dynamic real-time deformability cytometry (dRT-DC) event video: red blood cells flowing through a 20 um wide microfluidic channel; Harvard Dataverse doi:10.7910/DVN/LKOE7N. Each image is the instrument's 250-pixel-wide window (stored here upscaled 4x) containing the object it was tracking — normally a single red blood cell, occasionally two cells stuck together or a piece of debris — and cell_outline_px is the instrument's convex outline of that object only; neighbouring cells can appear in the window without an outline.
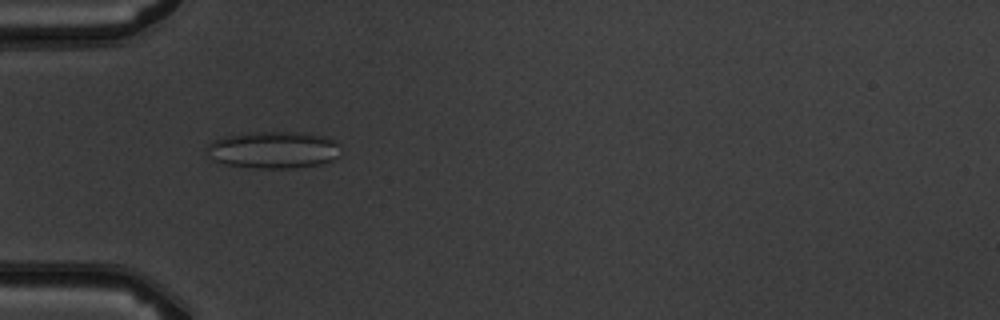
{"species": "common noctule bat (a hibernating species)", "species_latin": "Nyctalus noctula", "temperature_condition": "warm", "stored_images_in_passage": 7, "camera_frame_rate_fps": 3000, "um_per_image_px": 0.085, "animal": {"sex": "male", "body_mass_g": 19.5, "forearm_length_mm": 54.6}, "frame": {"image": 1, "passage_image": 5, "time_ms": 4.333, "image_size_px": [1000, 320], "cell_outline_px": [[340, 156], [332, 160], [320, 164], [300, 168], [256, 168], [220, 164], [208, 156], [204, 148], [212, 140], [224, 136], [240, 132], [312, 132], [328, 136], [340, 144]], "centroid_in_image_um": [23.24, 12.72], "position_along_channel_um": 61.8, "area_um2": 29.94}}
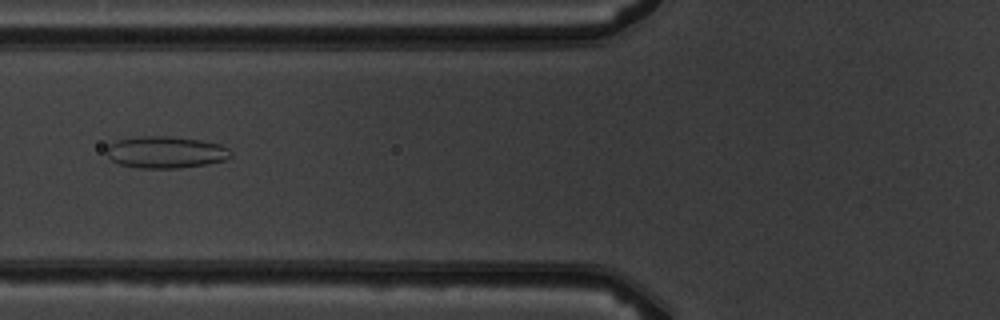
{"frame": {"image": 2, "passage_image": 6, "time_ms": 5.667, "image_size_px": [1000, 320], "cell_outline_px": [[232, 156], [224, 160], [208, 164], [180, 168], [140, 168], [120, 164], [112, 160], [108, 156], [108, 144], [120, 140], [140, 136], [168, 136], [200, 140], [220, 144], [228, 148], [232, 152]], "centroid_in_image_um": [14.13, 12.94], "position_along_channel_um": 111.7, "area_um2": 22.95}}